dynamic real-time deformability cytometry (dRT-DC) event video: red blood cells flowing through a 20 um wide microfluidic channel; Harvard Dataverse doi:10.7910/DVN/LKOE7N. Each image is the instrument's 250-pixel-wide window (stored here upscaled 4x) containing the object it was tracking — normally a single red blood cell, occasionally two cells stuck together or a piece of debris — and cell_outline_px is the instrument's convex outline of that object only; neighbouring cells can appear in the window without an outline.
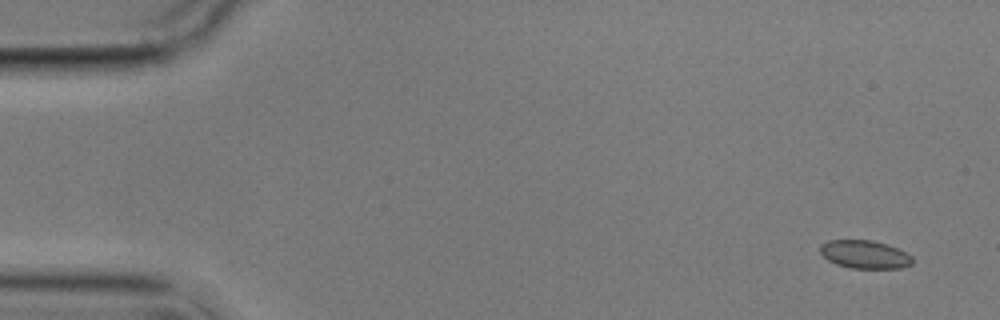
{"species": "common noctule bat (a hibernating species)", "species_latin": "Nyctalus noctula", "temperature_condition": "cold", "stored_images_in_passage": 6, "camera_frame_rate_fps": 3000, "um_per_image_px": 0.085, "animal": {"sex": "male", "body_mass_g": 17.9}, "frame": {"image": 1, "passage_image": 1, "time_ms": 0.0, "image_size_px": [1000, 320], "cell_outline_px": [[912, 264], [904, 268], [852, 268], [836, 264], [828, 260], [820, 252], [820, 244], [828, 240], [872, 240], [888, 244], [912, 256]], "centroid_in_image_um": [73.5, 21.62], "position_along_channel_um": 11.5, "area_um2": 15.14}}
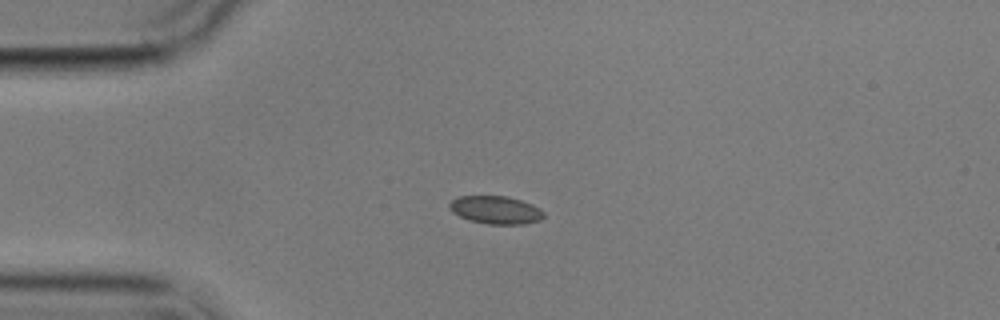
{"frame": {"image": 2, "passage_image": 4, "time_ms": 3.667, "image_size_px": [1000, 320], "cell_outline_px": [[544, 216], [540, 220], [524, 224], [488, 224], [468, 220], [452, 212], [448, 208], [448, 204], [452, 200], [460, 196], [504, 196], [520, 200], [532, 204], [540, 208], [544, 212]], "centroid_in_image_um": [42.12, 17.85], "position_along_channel_um": 42.9, "area_um2": 15.37}}
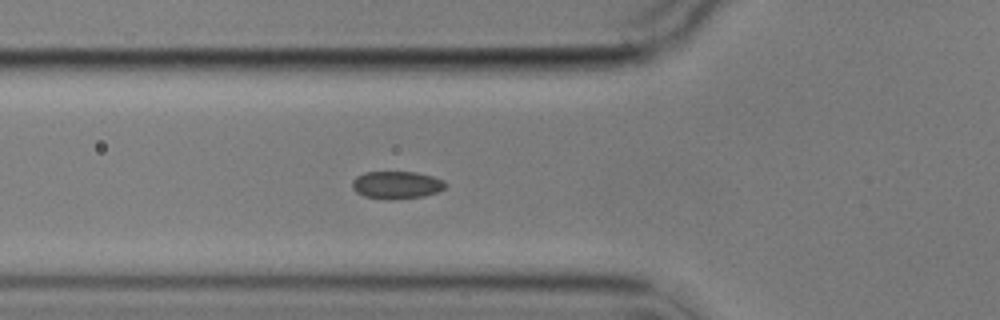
{"frame": {"image": 3, "passage_image": 6, "time_ms": 5.667, "image_size_px": [1000, 320], "cell_outline_px": [[448, 184], [444, 188], [436, 192], [424, 196], [388, 200], [384, 200], [364, 196], [356, 192], [352, 188], [352, 180], [356, 176], [364, 172], [416, 172], [432, 176], [444, 180]], "centroid_in_image_um": [33.69, 15.72], "position_along_channel_um": 92.1, "area_um2": 15.14}}